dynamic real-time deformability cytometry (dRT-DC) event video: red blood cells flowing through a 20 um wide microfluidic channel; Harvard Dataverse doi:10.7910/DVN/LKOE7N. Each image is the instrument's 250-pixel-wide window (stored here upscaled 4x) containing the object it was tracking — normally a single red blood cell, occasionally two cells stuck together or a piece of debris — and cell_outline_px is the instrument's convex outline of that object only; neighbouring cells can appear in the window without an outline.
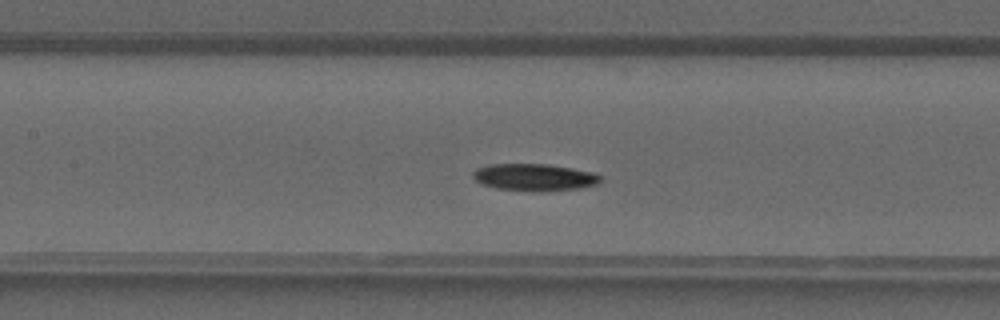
{"species": "common noctule bat (a hibernating species)", "species_latin": "Nyctalus noctula", "temperature_condition": "warm", "stored_images_in_passage": 24, "camera_frame_rate_fps": 3000, "um_per_image_px": 0.085, "animal": {"sex": "male", "forearm_length_mm": 52.5}, "frame": {"image": 1, "passage_image": 9, "time_ms": 2.667, "image_size_px": [1000, 320], "cell_outline_px": [[600, 180], [596, 184], [580, 188], [544, 192], [536, 192], [496, 188], [480, 184], [472, 176], [472, 172], [476, 168], [488, 164], [548, 164], [572, 168], [592, 172], [600, 176]], "centroid_in_image_um": [45.37, 15.07], "position_along_channel_um": 162.0, "area_um2": 20.29}}
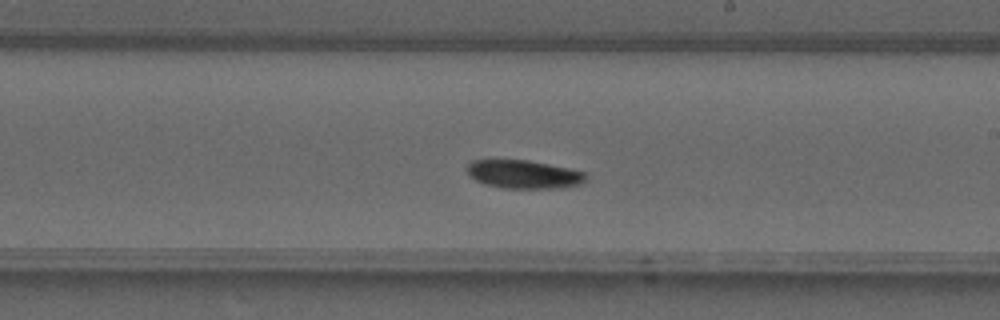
{"frame": {"image": 2, "passage_image": 14, "time_ms": 4.333, "image_size_px": [1000, 320], "cell_outline_px": [[588, 176], [584, 184], [564, 188], [504, 188], [484, 184], [468, 176], [468, 164], [472, 160], [528, 160], [568, 168], [584, 172]], "centroid_in_image_um": [44.56, 14.83], "position_along_channel_um": 244.4, "area_um2": 19.77}}
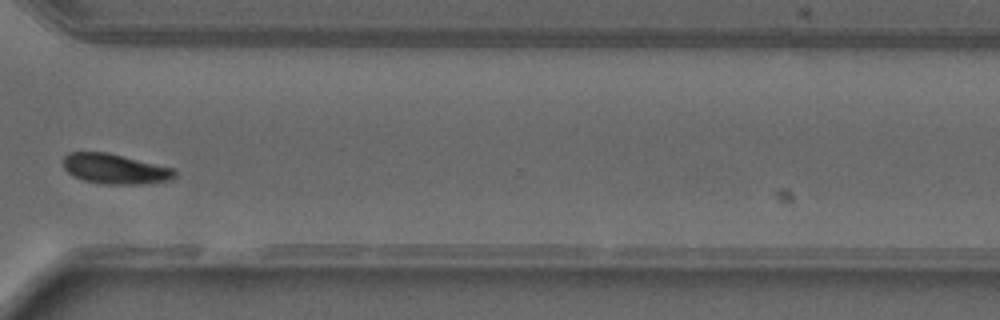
{"frame": {"image": 3, "passage_image": 21, "time_ms": 6.667, "image_size_px": [1000, 320], "cell_outline_px": [[176, 176], [168, 180], [144, 184], [104, 184], [84, 180], [72, 176], [64, 168], [64, 156], [68, 152], [108, 152], [176, 168]], "centroid_in_image_um": [9.8, 14.35], "position_along_channel_um": 360.8, "area_um2": 19.71}}